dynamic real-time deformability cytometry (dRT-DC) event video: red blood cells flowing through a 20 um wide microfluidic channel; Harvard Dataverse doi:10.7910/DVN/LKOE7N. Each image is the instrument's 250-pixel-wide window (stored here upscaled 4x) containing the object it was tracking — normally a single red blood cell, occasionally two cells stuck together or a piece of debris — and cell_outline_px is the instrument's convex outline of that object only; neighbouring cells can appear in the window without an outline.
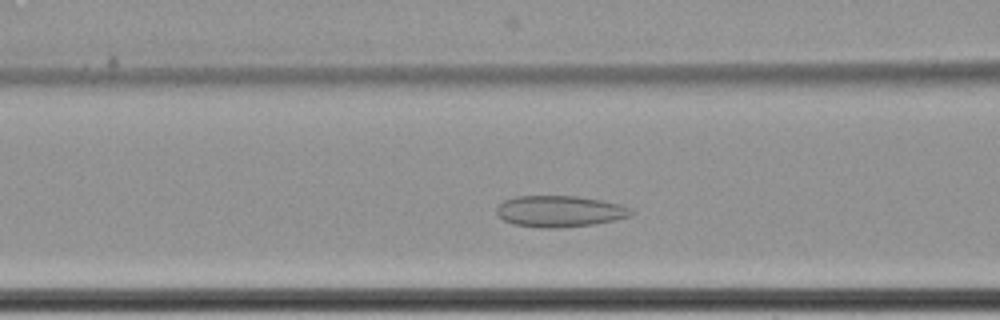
{"species": "common noctule bat (a hibernating species)", "species_latin": "Nyctalus noctula", "temperature_condition": "cold", "stored_images_in_passage": 47, "camera_frame_rate_fps": 3000, "um_per_image_px": 0.085, "animal": {"sex": "female", "body_mass_g": 22.7, "forearm_length_mm": 54.2}, "frame": {"image": 1, "passage_image": 16, "time_ms": 5.0, "image_size_px": [1000, 320], "cell_outline_px": [[636, 212], [628, 216], [596, 224], [560, 228], [544, 228], [516, 224], [504, 220], [496, 212], [496, 208], [504, 200], [516, 196], [576, 196], [600, 200], [620, 204], [632, 208]], "centroid_in_image_um": [47.6, 17.96], "position_along_channel_um": 119.0, "area_um2": 24.45}}
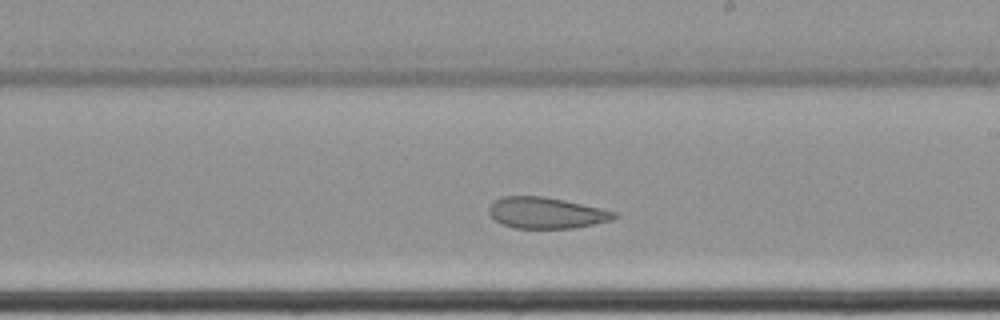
{"frame": {"image": 2, "passage_image": 27, "time_ms": 8.667, "image_size_px": [1000, 320], "cell_outline_px": [[620, 216], [612, 220], [572, 228], [512, 228], [496, 220], [488, 212], [488, 208], [492, 200], [504, 196], [544, 196], [564, 200], [600, 208], [616, 212]], "centroid_in_image_um": [46.41, 18.08], "position_along_channel_um": 242.6, "area_um2": 22.72}}
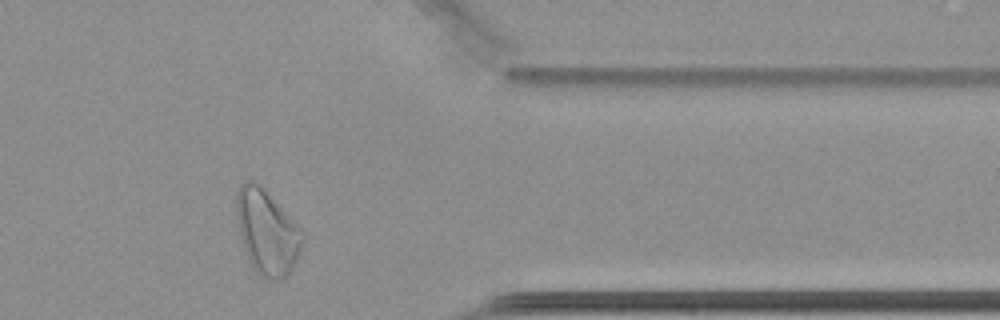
{"frame": {"image": 3, "passage_image": 41, "time_ms": 13.333, "image_size_px": [1000, 320], "cell_outline_px": [[304, 240], [292, 268], [280, 280], [268, 280], [260, 276], [252, 268], [248, 260], [244, 248], [236, 216], [236, 192], [240, 184], [248, 180], [256, 180], [264, 188], [304, 232]], "centroid_in_image_um": [22.67, 19.71], "position_along_channel_um": 388.7, "area_um2": 32.54}, "authors_computed_cell_mechanics": {"area_um2": 24.6228, "velocity_mm_per_s": 3.3757, "shape_relaxation_time_tau1_ms": null, "shape_relaxation_time_tau2_ms": 1.5375, "deformation_change_tau1": null, "deformation_change_tau2": 0.0664}}